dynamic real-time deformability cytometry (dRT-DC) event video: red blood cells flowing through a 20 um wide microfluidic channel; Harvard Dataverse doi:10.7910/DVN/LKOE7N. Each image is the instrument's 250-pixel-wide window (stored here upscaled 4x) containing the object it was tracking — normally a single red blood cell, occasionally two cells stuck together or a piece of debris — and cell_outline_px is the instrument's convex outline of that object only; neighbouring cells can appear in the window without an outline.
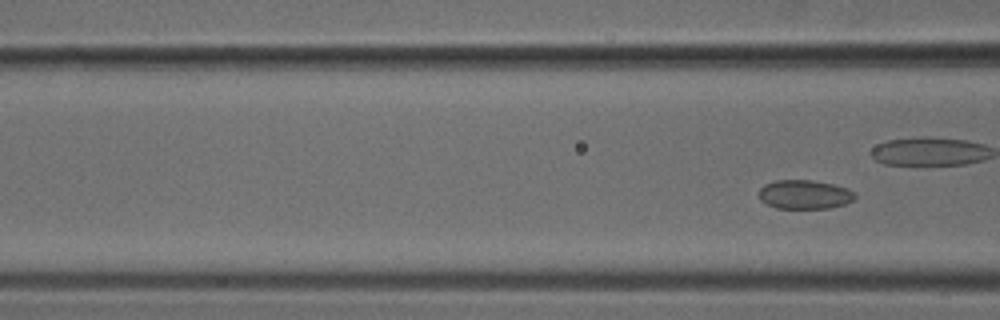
{"species": "common noctule bat (a hibernating species)", "species_latin": "Nyctalus noctula", "temperature_condition": "cold", "stored_images_in_passage": 8, "segment_of_instrument_passage": [2, 2], "camera_frame_rate_fps": 3000, "um_per_image_px": 0.085, "animal": {"sex": "male", "body_mass_g": 18.8}, "frame": {"image": 1, "passage_image": 8, "time_ms": 2.333, "image_size_px": [1000, 320], "cell_outline_px": [[856, 196], [852, 200], [844, 204], [828, 208], [776, 208], [760, 200], [760, 188], [764, 184], [776, 180], [812, 180], [832, 184], [848, 188]], "centroid_in_image_um": [68.37, 16.52], "position_along_channel_um": 98.2, "area_um2": 16.07}}